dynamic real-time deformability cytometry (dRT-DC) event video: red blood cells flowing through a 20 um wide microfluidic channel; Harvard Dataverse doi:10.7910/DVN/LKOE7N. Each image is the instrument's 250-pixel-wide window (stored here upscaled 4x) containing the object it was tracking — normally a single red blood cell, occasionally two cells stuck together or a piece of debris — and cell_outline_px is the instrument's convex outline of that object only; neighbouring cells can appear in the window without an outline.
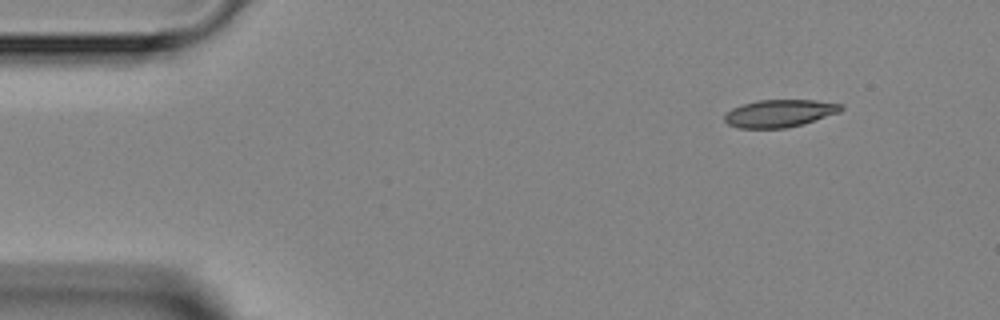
{"species": "Egyptian fruit bat (a non-hibernating species)", "species_latin": "Rousettus aegyptiacus", "temperature_condition": "room temperature", "stored_images_in_passage": 4, "segment_of_instrument_passage": [1, 2], "camera_frame_rate_fps": 3000, "um_per_image_px": 0.085, "animal": {"sex": "female"}, "frame": {"image": 1, "passage_image": 1, "time_ms": 0.0, "image_size_px": [1000, 320], "cell_outline_px": [[844, 108], [840, 112], [804, 124], [784, 128], [736, 128], [728, 124], [724, 120], [724, 116], [732, 108], [756, 100], [816, 100], [844, 104]], "centroid_in_image_um": [66.29, 9.63], "position_along_channel_um": 18.7, "area_um2": 18.79}}